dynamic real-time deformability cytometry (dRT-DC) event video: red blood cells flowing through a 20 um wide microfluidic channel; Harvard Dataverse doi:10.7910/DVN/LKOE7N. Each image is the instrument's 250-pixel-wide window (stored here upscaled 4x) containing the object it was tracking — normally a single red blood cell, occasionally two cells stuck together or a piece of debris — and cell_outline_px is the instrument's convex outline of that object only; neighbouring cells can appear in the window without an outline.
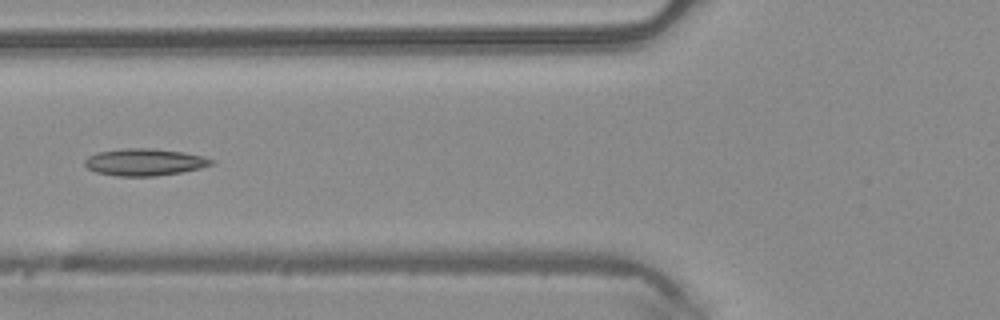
{"species": "common noctule bat (a hibernating species)", "species_latin": "Nyctalus noctula", "temperature_condition": "warm", "stored_images_in_passage": 7, "camera_frame_rate_fps": 3000, "um_per_image_px": 0.085, "animal": {"sex": "male", "body_mass_g": 20.4}, "frame": {"image": 1, "passage_image": 6, "time_ms": 1.667, "image_size_px": [1000, 320], "cell_outline_px": [[216, 164], [200, 168], [180, 172], [156, 176], [116, 176], [96, 172], [88, 168], [84, 164], [84, 160], [88, 156], [96, 152], [128, 148], [152, 148], [184, 152], [216, 160]], "centroid_in_image_um": [12.29, 13.78], "position_along_channel_um": 113.5, "area_um2": 20.0}}
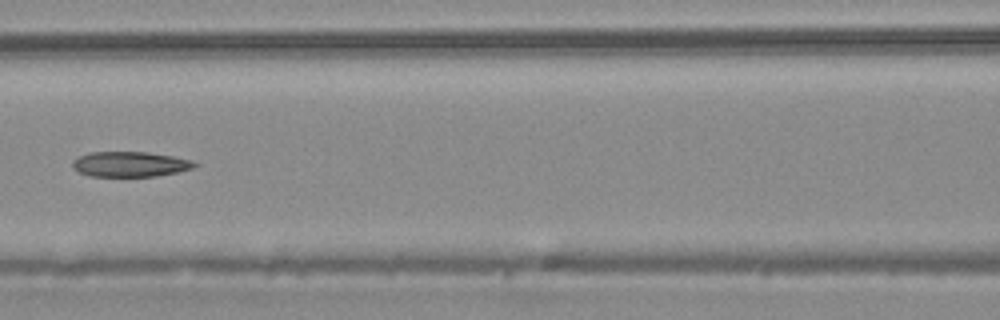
{"frame": {"image": 2, "passage_image": 7, "time_ms": 2.0, "image_size_px": [1000, 320], "cell_outline_px": [[200, 164], [192, 168], [176, 172], [156, 176], [88, 176], [72, 168], [72, 160], [80, 156], [92, 152], [148, 152], [172, 156], [192, 160]], "centroid_in_image_um": [11.05, 13.95], "position_along_channel_um": 155.5, "area_um2": 17.86}}